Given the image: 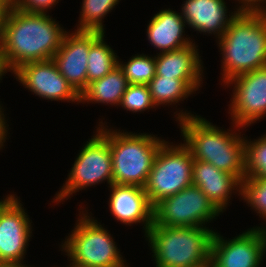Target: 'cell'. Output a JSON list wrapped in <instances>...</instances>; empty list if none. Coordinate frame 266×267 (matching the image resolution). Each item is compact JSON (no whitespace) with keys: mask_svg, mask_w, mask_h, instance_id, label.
Wrapping results in <instances>:
<instances>
[{"mask_svg":"<svg viewBox=\"0 0 266 267\" xmlns=\"http://www.w3.org/2000/svg\"><path fill=\"white\" fill-rule=\"evenodd\" d=\"M197 267H211V263L200 265V266H197Z\"/></svg>","mask_w":266,"mask_h":267,"instance_id":"cell-37","label":"cell"},{"mask_svg":"<svg viewBox=\"0 0 266 267\" xmlns=\"http://www.w3.org/2000/svg\"><path fill=\"white\" fill-rule=\"evenodd\" d=\"M225 84H234L228 113L238 132L266 116V67L240 74Z\"/></svg>","mask_w":266,"mask_h":267,"instance_id":"cell-11","label":"cell"},{"mask_svg":"<svg viewBox=\"0 0 266 267\" xmlns=\"http://www.w3.org/2000/svg\"><path fill=\"white\" fill-rule=\"evenodd\" d=\"M266 252V227H253L233 239L225 240L214 232L211 267H259Z\"/></svg>","mask_w":266,"mask_h":267,"instance_id":"cell-10","label":"cell"},{"mask_svg":"<svg viewBox=\"0 0 266 267\" xmlns=\"http://www.w3.org/2000/svg\"><path fill=\"white\" fill-rule=\"evenodd\" d=\"M214 230L153 225L145 235L156 267H197L210 263Z\"/></svg>","mask_w":266,"mask_h":267,"instance_id":"cell-4","label":"cell"},{"mask_svg":"<svg viewBox=\"0 0 266 267\" xmlns=\"http://www.w3.org/2000/svg\"><path fill=\"white\" fill-rule=\"evenodd\" d=\"M69 266L70 267H85V266H80V265L72 263V262L69 264ZM69 266H67V267H69Z\"/></svg>","mask_w":266,"mask_h":267,"instance_id":"cell-35","label":"cell"},{"mask_svg":"<svg viewBox=\"0 0 266 267\" xmlns=\"http://www.w3.org/2000/svg\"><path fill=\"white\" fill-rule=\"evenodd\" d=\"M78 154L68 179L54 196L55 202L64 201L73 193L107 181L113 184V164L108 139L97 129Z\"/></svg>","mask_w":266,"mask_h":267,"instance_id":"cell-8","label":"cell"},{"mask_svg":"<svg viewBox=\"0 0 266 267\" xmlns=\"http://www.w3.org/2000/svg\"><path fill=\"white\" fill-rule=\"evenodd\" d=\"M239 6L236 10L238 12H250V13H266V5L263 6L266 0H238ZM241 2V3H240ZM262 3V5L260 4Z\"/></svg>","mask_w":266,"mask_h":267,"instance_id":"cell-29","label":"cell"},{"mask_svg":"<svg viewBox=\"0 0 266 267\" xmlns=\"http://www.w3.org/2000/svg\"><path fill=\"white\" fill-rule=\"evenodd\" d=\"M184 2L180 14L186 21V25L200 33H213L218 39L239 13L231 12L228 17L224 0H186Z\"/></svg>","mask_w":266,"mask_h":267,"instance_id":"cell-16","label":"cell"},{"mask_svg":"<svg viewBox=\"0 0 266 267\" xmlns=\"http://www.w3.org/2000/svg\"><path fill=\"white\" fill-rule=\"evenodd\" d=\"M176 115L184 137L183 144L193 158L211 163L217 169L234 175L242 183L247 174L245 137H240L241 132H227L205 118L186 111L181 110Z\"/></svg>","mask_w":266,"mask_h":267,"instance_id":"cell-2","label":"cell"},{"mask_svg":"<svg viewBox=\"0 0 266 267\" xmlns=\"http://www.w3.org/2000/svg\"><path fill=\"white\" fill-rule=\"evenodd\" d=\"M104 37V33H101L90 45L87 59V87L91 82L110 73L118 65V56L104 41Z\"/></svg>","mask_w":266,"mask_h":267,"instance_id":"cell-22","label":"cell"},{"mask_svg":"<svg viewBox=\"0 0 266 267\" xmlns=\"http://www.w3.org/2000/svg\"><path fill=\"white\" fill-rule=\"evenodd\" d=\"M194 160L184 144L160 146L144 187L152 206L192 185Z\"/></svg>","mask_w":266,"mask_h":267,"instance_id":"cell-7","label":"cell"},{"mask_svg":"<svg viewBox=\"0 0 266 267\" xmlns=\"http://www.w3.org/2000/svg\"><path fill=\"white\" fill-rule=\"evenodd\" d=\"M119 106L133 113L155 108L148 86L141 84H129Z\"/></svg>","mask_w":266,"mask_h":267,"instance_id":"cell-27","label":"cell"},{"mask_svg":"<svg viewBox=\"0 0 266 267\" xmlns=\"http://www.w3.org/2000/svg\"><path fill=\"white\" fill-rule=\"evenodd\" d=\"M119 3V0H83L77 31L105 33L102 20Z\"/></svg>","mask_w":266,"mask_h":267,"instance_id":"cell-23","label":"cell"},{"mask_svg":"<svg viewBox=\"0 0 266 267\" xmlns=\"http://www.w3.org/2000/svg\"><path fill=\"white\" fill-rule=\"evenodd\" d=\"M8 127H0V149L4 146L5 139L7 138Z\"/></svg>","mask_w":266,"mask_h":267,"instance_id":"cell-32","label":"cell"},{"mask_svg":"<svg viewBox=\"0 0 266 267\" xmlns=\"http://www.w3.org/2000/svg\"><path fill=\"white\" fill-rule=\"evenodd\" d=\"M59 0H12V7L28 13H46Z\"/></svg>","mask_w":266,"mask_h":267,"instance_id":"cell-28","label":"cell"},{"mask_svg":"<svg viewBox=\"0 0 266 267\" xmlns=\"http://www.w3.org/2000/svg\"><path fill=\"white\" fill-rule=\"evenodd\" d=\"M109 208L115 219L125 225L143 223L145 235L153 224V206L144 188L135 185L112 184Z\"/></svg>","mask_w":266,"mask_h":267,"instance_id":"cell-15","label":"cell"},{"mask_svg":"<svg viewBox=\"0 0 266 267\" xmlns=\"http://www.w3.org/2000/svg\"><path fill=\"white\" fill-rule=\"evenodd\" d=\"M220 213L199 187L190 185L153 206V225L208 228L205 224Z\"/></svg>","mask_w":266,"mask_h":267,"instance_id":"cell-9","label":"cell"},{"mask_svg":"<svg viewBox=\"0 0 266 267\" xmlns=\"http://www.w3.org/2000/svg\"><path fill=\"white\" fill-rule=\"evenodd\" d=\"M245 170L247 177H266V134L253 141L245 139Z\"/></svg>","mask_w":266,"mask_h":267,"instance_id":"cell-25","label":"cell"},{"mask_svg":"<svg viewBox=\"0 0 266 267\" xmlns=\"http://www.w3.org/2000/svg\"><path fill=\"white\" fill-rule=\"evenodd\" d=\"M14 194L0 206V262L23 264L32 234L31 222Z\"/></svg>","mask_w":266,"mask_h":267,"instance_id":"cell-13","label":"cell"},{"mask_svg":"<svg viewBox=\"0 0 266 267\" xmlns=\"http://www.w3.org/2000/svg\"><path fill=\"white\" fill-rule=\"evenodd\" d=\"M222 81L266 67V13L239 12L217 39Z\"/></svg>","mask_w":266,"mask_h":267,"instance_id":"cell-3","label":"cell"},{"mask_svg":"<svg viewBox=\"0 0 266 267\" xmlns=\"http://www.w3.org/2000/svg\"><path fill=\"white\" fill-rule=\"evenodd\" d=\"M11 70L7 66V63L3 56L0 53V80H2V76L5 75L7 72H10ZM5 73V74H4Z\"/></svg>","mask_w":266,"mask_h":267,"instance_id":"cell-31","label":"cell"},{"mask_svg":"<svg viewBox=\"0 0 266 267\" xmlns=\"http://www.w3.org/2000/svg\"><path fill=\"white\" fill-rule=\"evenodd\" d=\"M0 105V127H8L9 125L6 124L7 122H5V115H4V111Z\"/></svg>","mask_w":266,"mask_h":267,"instance_id":"cell-34","label":"cell"},{"mask_svg":"<svg viewBox=\"0 0 266 267\" xmlns=\"http://www.w3.org/2000/svg\"><path fill=\"white\" fill-rule=\"evenodd\" d=\"M186 21L180 13L169 9L155 14L147 26V38L160 53L182 49L193 44L184 37Z\"/></svg>","mask_w":266,"mask_h":267,"instance_id":"cell-18","label":"cell"},{"mask_svg":"<svg viewBox=\"0 0 266 267\" xmlns=\"http://www.w3.org/2000/svg\"><path fill=\"white\" fill-rule=\"evenodd\" d=\"M87 214H81L61 245L69 261L85 267H128L108 230Z\"/></svg>","mask_w":266,"mask_h":267,"instance_id":"cell-6","label":"cell"},{"mask_svg":"<svg viewBox=\"0 0 266 267\" xmlns=\"http://www.w3.org/2000/svg\"><path fill=\"white\" fill-rule=\"evenodd\" d=\"M192 175V185L199 187L222 213L230 203L233 190L241 195V182L209 162L195 159Z\"/></svg>","mask_w":266,"mask_h":267,"instance_id":"cell-17","label":"cell"},{"mask_svg":"<svg viewBox=\"0 0 266 267\" xmlns=\"http://www.w3.org/2000/svg\"><path fill=\"white\" fill-rule=\"evenodd\" d=\"M202 80H180L156 75L147 84L155 106L176 104L197 91Z\"/></svg>","mask_w":266,"mask_h":267,"instance_id":"cell-21","label":"cell"},{"mask_svg":"<svg viewBox=\"0 0 266 267\" xmlns=\"http://www.w3.org/2000/svg\"><path fill=\"white\" fill-rule=\"evenodd\" d=\"M197 47L194 42L182 49L157 53L156 75L180 80H203V65Z\"/></svg>","mask_w":266,"mask_h":267,"instance_id":"cell-19","label":"cell"},{"mask_svg":"<svg viewBox=\"0 0 266 267\" xmlns=\"http://www.w3.org/2000/svg\"><path fill=\"white\" fill-rule=\"evenodd\" d=\"M46 13L12 7L0 40V53L13 73L21 65L52 59L67 32Z\"/></svg>","mask_w":266,"mask_h":267,"instance_id":"cell-1","label":"cell"},{"mask_svg":"<svg viewBox=\"0 0 266 267\" xmlns=\"http://www.w3.org/2000/svg\"><path fill=\"white\" fill-rule=\"evenodd\" d=\"M0 267H28L26 264L16 262H0Z\"/></svg>","mask_w":266,"mask_h":267,"instance_id":"cell-33","label":"cell"},{"mask_svg":"<svg viewBox=\"0 0 266 267\" xmlns=\"http://www.w3.org/2000/svg\"><path fill=\"white\" fill-rule=\"evenodd\" d=\"M128 85L122 69L117 65L110 73L88 85L80 95V103H109L119 106Z\"/></svg>","mask_w":266,"mask_h":267,"instance_id":"cell-20","label":"cell"},{"mask_svg":"<svg viewBox=\"0 0 266 267\" xmlns=\"http://www.w3.org/2000/svg\"><path fill=\"white\" fill-rule=\"evenodd\" d=\"M97 128L107 139L113 164V184L144 188L155 156L165 140L155 135ZM101 127V128H100Z\"/></svg>","mask_w":266,"mask_h":267,"instance_id":"cell-5","label":"cell"},{"mask_svg":"<svg viewBox=\"0 0 266 267\" xmlns=\"http://www.w3.org/2000/svg\"><path fill=\"white\" fill-rule=\"evenodd\" d=\"M74 31L65 33L61 46L52 60L61 75L81 95L87 89V59L90 45L101 32L76 29Z\"/></svg>","mask_w":266,"mask_h":267,"instance_id":"cell-14","label":"cell"},{"mask_svg":"<svg viewBox=\"0 0 266 267\" xmlns=\"http://www.w3.org/2000/svg\"><path fill=\"white\" fill-rule=\"evenodd\" d=\"M240 197L266 220V177H246L241 183Z\"/></svg>","mask_w":266,"mask_h":267,"instance_id":"cell-26","label":"cell"},{"mask_svg":"<svg viewBox=\"0 0 266 267\" xmlns=\"http://www.w3.org/2000/svg\"><path fill=\"white\" fill-rule=\"evenodd\" d=\"M13 73L36 96L51 101L80 103V95L61 75L52 59L25 63Z\"/></svg>","mask_w":266,"mask_h":267,"instance_id":"cell-12","label":"cell"},{"mask_svg":"<svg viewBox=\"0 0 266 267\" xmlns=\"http://www.w3.org/2000/svg\"><path fill=\"white\" fill-rule=\"evenodd\" d=\"M12 194H10V195H7V197L4 199L3 198V200H0V206L11 196Z\"/></svg>","mask_w":266,"mask_h":267,"instance_id":"cell-36","label":"cell"},{"mask_svg":"<svg viewBox=\"0 0 266 267\" xmlns=\"http://www.w3.org/2000/svg\"><path fill=\"white\" fill-rule=\"evenodd\" d=\"M118 65L129 84L147 85L156 74L155 56L137 54L132 56L126 64L118 59Z\"/></svg>","mask_w":266,"mask_h":267,"instance_id":"cell-24","label":"cell"},{"mask_svg":"<svg viewBox=\"0 0 266 267\" xmlns=\"http://www.w3.org/2000/svg\"><path fill=\"white\" fill-rule=\"evenodd\" d=\"M12 8V0H0V40L8 14Z\"/></svg>","mask_w":266,"mask_h":267,"instance_id":"cell-30","label":"cell"}]
</instances>
